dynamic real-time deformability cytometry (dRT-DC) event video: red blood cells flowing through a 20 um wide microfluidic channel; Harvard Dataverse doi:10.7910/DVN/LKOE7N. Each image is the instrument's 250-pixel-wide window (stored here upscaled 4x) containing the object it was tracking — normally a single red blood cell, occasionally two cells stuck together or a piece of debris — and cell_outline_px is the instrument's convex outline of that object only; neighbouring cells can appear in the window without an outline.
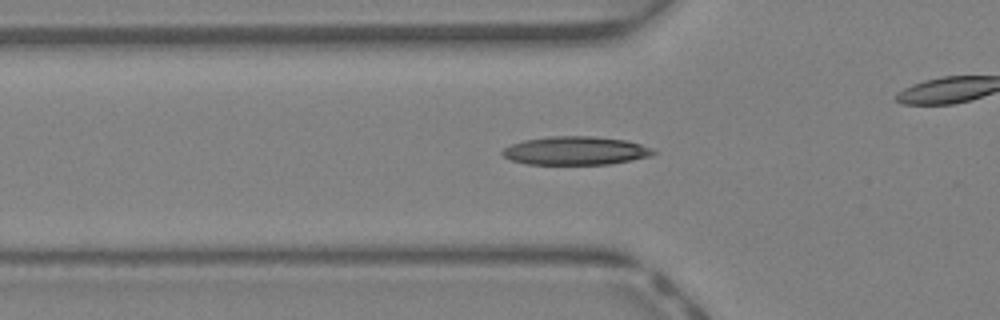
{"species": "Egyptian fruit bat (a non-hibernating species)", "species_latin": "Rousettus aegyptiacus", "temperature_condition": "warm", "stored_images_in_passage": 45, "camera_frame_rate_fps": 3000, "um_per_image_px": 0.085, "animal": {"sex": "female"}, "frame": {"image": 1, "passage_image": 15, "time_ms": 4.667, "image_size_px": [1000, 320], "cell_outline_px": [[656, 152], [648, 156], [608, 164], [528, 164], [512, 160], [504, 156], [500, 152], [504, 148], [512, 144], [524, 140], [552, 136], [592, 136], [628, 140], [652, 148]], "centroid_in_image_um": [48.9, 12.8], "position_along_channel_um": 76.9, "area_um2": 24.74}}
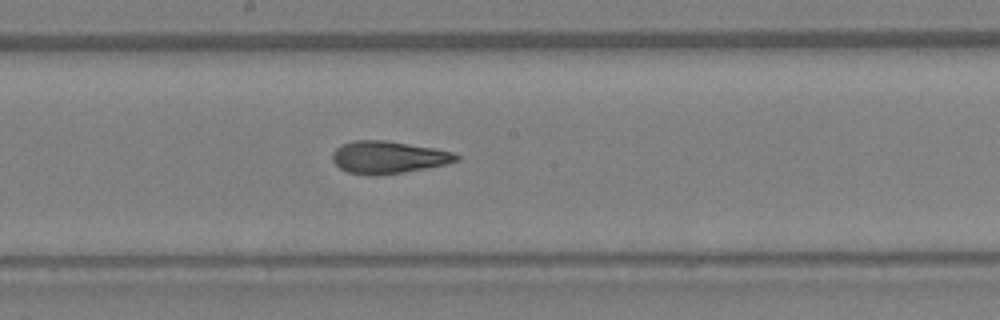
{"frame": {"image": 2, "passage_image": 24, "time_ms": 7.667, "image_size_px": [1000, 320], "cell_outline_px": [[460, 160], [444, 164], [424, 168], [376, 176], [368, 176], [348, 172], [340, 168], [332, 160], [332, 152], [336, 148], [352, 140], [384, 140], [432, 148], [452, 152], [460, 156]], "centroid_in_image_um": [32.95, 13.37], "position_along_channel_um": 215.2, "area_um2": 23.12}}
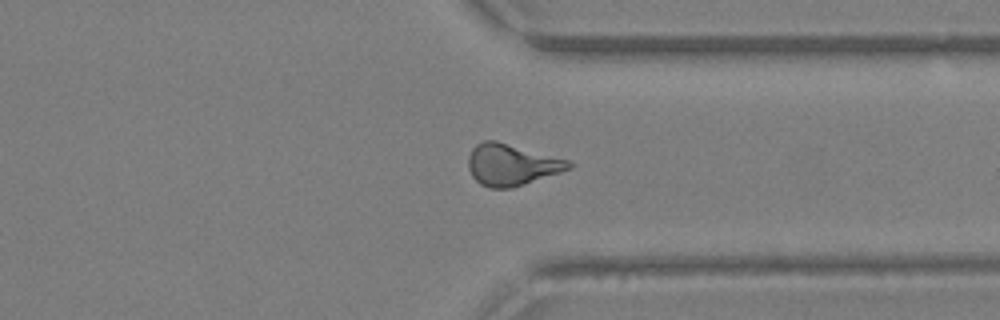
{"frame": {"image": 3, "passage_image": 34, "time_ms": 11.0, "image_size_px": [1000, 320], "cell_outline_px": [[576, 164], [572, 168], [512, 188], [488, 188], [480, 184], [472, 176], [468, 168], [468, 156], [472, 148], [476, 144], [484, 140], [496, 140], [568, 160]], "centroid_in_image_um": [43.46, 14.0], "position_along_channel_um": 367.9, "area_um2": 24.33}, "authors_computed_cell_mechanics": {"area_um2": 23.4668, "velocity_mm_per_s": 4.5879, "shape_relaxation_time_tau1_ms": 9.9732, "shape_relaxation_time_tau2_ms": 1.7035, "deformation_change_tau1": 0.3165, "deformation_change_tau2": 0.1055}}